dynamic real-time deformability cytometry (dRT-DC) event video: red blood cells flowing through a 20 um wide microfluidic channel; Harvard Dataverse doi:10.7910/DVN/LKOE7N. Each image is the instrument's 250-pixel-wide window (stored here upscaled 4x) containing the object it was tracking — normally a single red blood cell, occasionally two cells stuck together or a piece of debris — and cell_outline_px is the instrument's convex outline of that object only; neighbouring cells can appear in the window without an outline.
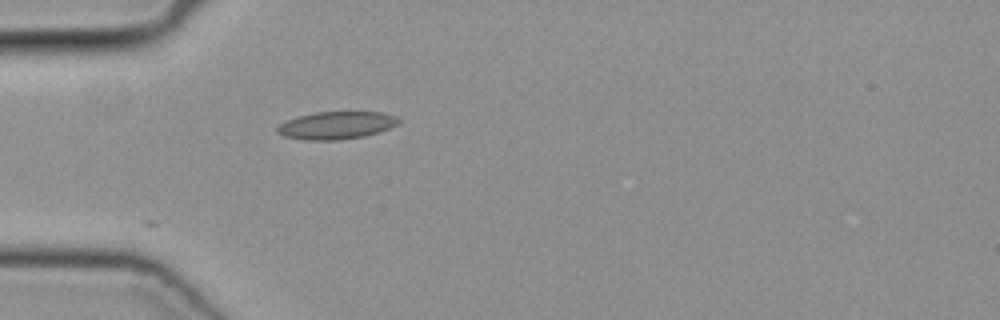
{"species": "common noctule bat (a hibernating species)", "species_latin": "Nyctalus noctula", "temperature_condition": "cold", "stored_images_in_passage": 14, "camera_frame_rate_fps": 3000, "um_per_image_px": 0.085, "animal": {"sex": "female", "body_mass_g": 19.3, "forearm_length_mm": 54.1}, "frame": {"image": 1, "passage_image": 1, "time_ms": 0.0, "image_size_px": [1000, 320], "cell_outline_px": [[400, 124], [380, 132], [364, 136], [340, 140], [304, 140], [284, 136], [276, 132], [276, 128], [280, 124], [296, 116], [316, 112], [380, 112], [396, 116], [400, 120]], "centroid_in_image_um": [28.6, 10.66], "position_along_channel_um": 56.4, "area_um2": 19.65}}
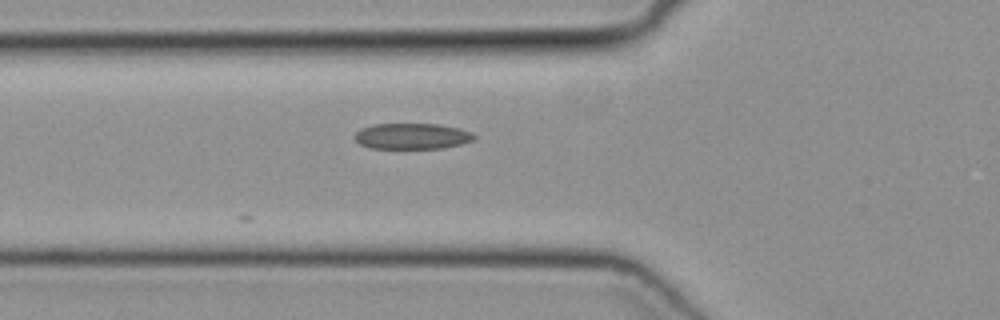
{"frame": {"image": 2, "passage_image": 4, "time_ms": 1.0, "image_size_px": [1000, 320], "cell_outline_px": [[476, 136], [472, 140], [460, 144], [440, 148], [372, 148], [360, 144], [352, 136], [360, 128], [372, 124], [440, 124], [460, 128], [472, 132]], "centroid_in_image_um": [35.0, 11.56], "position_along_channel_um": 90.8, "area_um2": 18.03}}
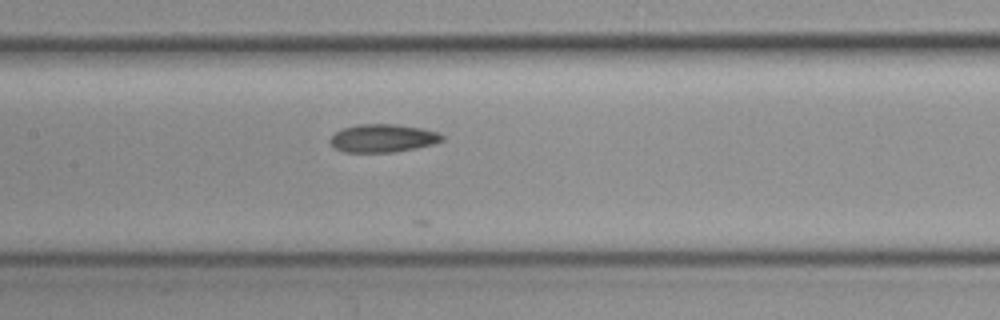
{"frame": {"image": 3, "passage_image": 10, "time_ms": 3.0, "image_size_px": [1000, 320], "cell_outline_px": [[444, 140], [432, 144], [396, 152], [344, 152], [336, 148], [328, 140], [336, 132], [344, 128], [356, 124], [396, 124], [420, 128], [440, 132], [444, 136]], "centroid_in_image_um": [32.56, 11.74], "position_along_channel_um": 174.8, "area_um2": 18.26}}